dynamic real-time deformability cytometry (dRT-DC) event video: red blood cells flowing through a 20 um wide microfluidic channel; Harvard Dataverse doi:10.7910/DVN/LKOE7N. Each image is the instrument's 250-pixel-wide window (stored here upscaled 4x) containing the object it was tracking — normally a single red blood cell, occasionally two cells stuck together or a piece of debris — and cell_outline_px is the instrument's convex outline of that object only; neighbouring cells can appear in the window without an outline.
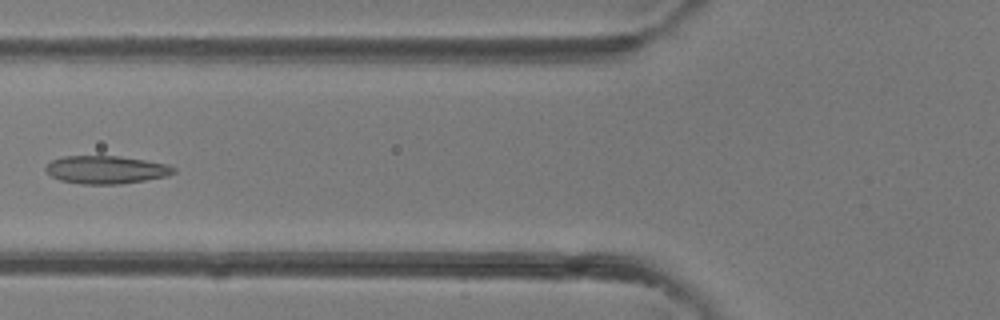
{"species": "common noctule bat (a hibernating species)", "species_latin": "Nyctalus noctula", "temperature_condition": "room temperature", "stored_images_in_passage": 3, "camera_frame_rate_fps": 3000, "um_per_image_px": 0.085, "animal": {"sex": "female"}, "frame": {"image": 1, "passage_image": 3, "time_ms": 3.0, "image_size_px": [1000, 320], "cell_outline_px": [[176, 172], [168, 176], [120, 184], [80, 184], [60, 180], [52, 176], [44, 168], [52, 160], [64, 156], [120, 156], [168, 164], [176, 168]], "centroid_in_image_um": [9.04, 14.42], "position_along_channel_um": 116.8, "area_um2": 20.81}}